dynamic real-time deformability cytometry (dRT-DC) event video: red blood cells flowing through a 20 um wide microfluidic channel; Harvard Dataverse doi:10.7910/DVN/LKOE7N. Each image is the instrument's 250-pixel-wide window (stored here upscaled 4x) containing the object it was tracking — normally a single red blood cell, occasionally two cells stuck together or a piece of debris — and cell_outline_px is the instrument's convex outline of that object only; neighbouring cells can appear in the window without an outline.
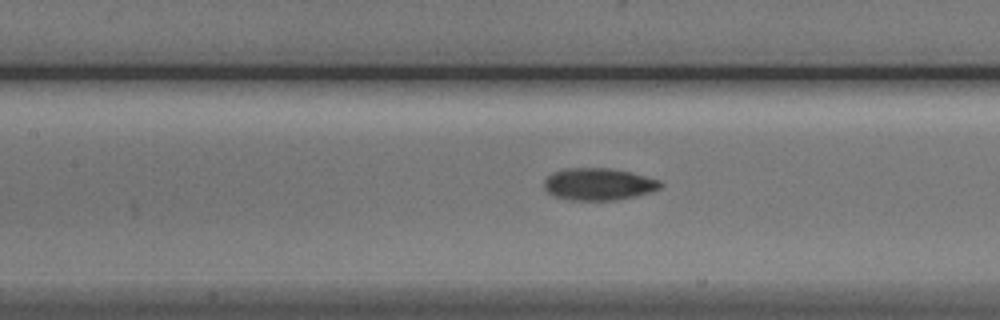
{"species": "Egyptian fruit bat (a non-hibernating species)", "species_latin": "Rousettus aegyptiacus", "temperature_condition": "cold", "stored_images_in_passage": 5, "camera_frame_rate_fps": 3000, "um_per_image_px": 0.085, "animal": {"sex": "male"}, "frame": {"image": 1, "passage_image": 5, "time_ms": 5.667, "image_size_px": [1000, 320], "cell_outline_px": [[664, 184], [660, 188], [652, 192], [636, 196], [616, 200], [572, 200], [556, 196], [548, 192], [544, 188], [544, 180], [552, 172], [564, 168], [608, 168], [632, 172], [660, 180]], "centroid_in_image_um": [50.9, 15.65], "position_along_channel_um": 156.5, "area_um2": 21.91}}